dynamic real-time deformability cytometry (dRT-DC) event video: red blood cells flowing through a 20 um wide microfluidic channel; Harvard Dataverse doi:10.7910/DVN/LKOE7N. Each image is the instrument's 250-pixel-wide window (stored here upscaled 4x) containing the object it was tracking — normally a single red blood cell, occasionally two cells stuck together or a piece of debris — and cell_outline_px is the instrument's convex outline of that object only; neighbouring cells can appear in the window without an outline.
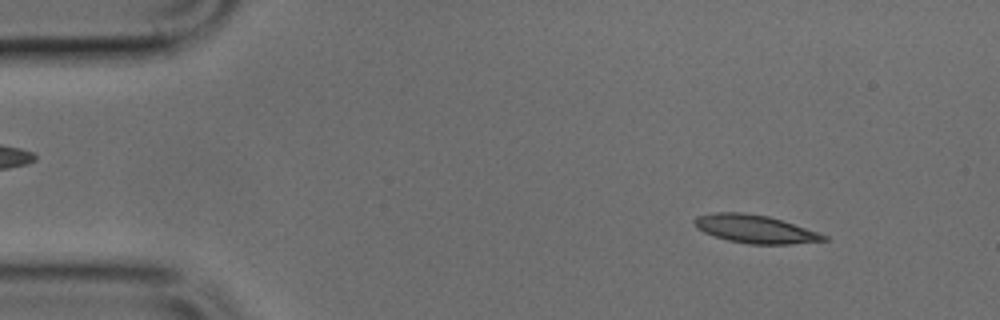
{"species": "common noctule bat (a hibernating species)", "species_latin": "Nyctalus noctula", "temperature_condition": "cold", "stored_images_in_passage": 3, "camera_frame_rate_fps": 3000, "um_per_image_px": 0.085, "animal": {"sex": "male", "body_mass_g": 17.9, "forearm_length_mm": 54.2}, "frame": {"image": 1, "passage_image": 1, "time_ms": 0.0, "image_size_px": [1000, 320], "cell_outline_px": [[828, 240], [788, 244], [748, 244], [728, 240], [704, 232], [696, 228], [692, 220], [696, 216], [712, 212], [744, 212], [768, 216], [828, 236]], "centroid_in_image_um": [64.1, 19.46], "position_along_channel_um": 20.9, "area_um2": 20.98}}